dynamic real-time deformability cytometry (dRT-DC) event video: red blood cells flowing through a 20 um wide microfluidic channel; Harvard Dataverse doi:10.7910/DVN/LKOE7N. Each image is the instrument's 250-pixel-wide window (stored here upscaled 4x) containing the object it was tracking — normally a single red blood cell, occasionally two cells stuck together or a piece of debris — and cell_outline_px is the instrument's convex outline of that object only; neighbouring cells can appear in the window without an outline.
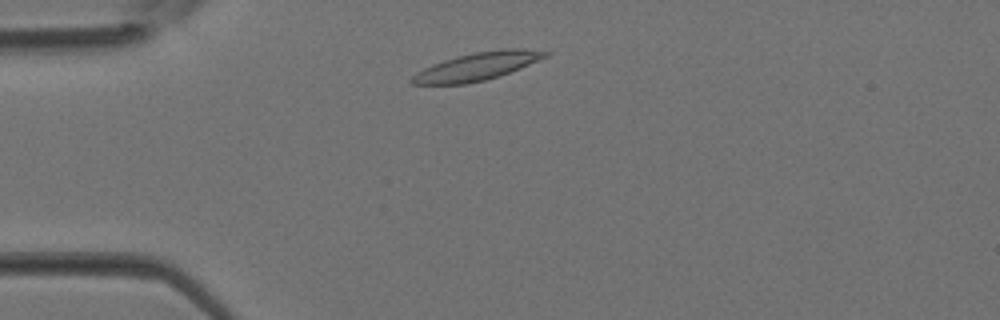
{"species": "Egyptian fruit bat (a non-hibernating species)", "species_latin": "Rousettus aegyptiacus", "temperature_condition": "room temperature", "stored_images_in_passage": 26, "camera_frame_rate_fps": 3000, "um_per_image_px": 0.085, "animal": {"sex": "female"}, "frame": {"image": 1, "passage_image": 2, "time_ms": 0.333, "image_size_px": [1000, 320], "cell_outline_px": [[552, 52], [548, 56], [520, 68], [500, 76], [484, 80], [464, 84], [412, 84], [408, 80], [416, 72], [432, 64], [444, 60], [476, 52], [500, 48], [524, 48]], "centroid_in_image_um": [40.58, 5.64], "position_along_channel_um": 44.4, "area_um2": 21.62}}
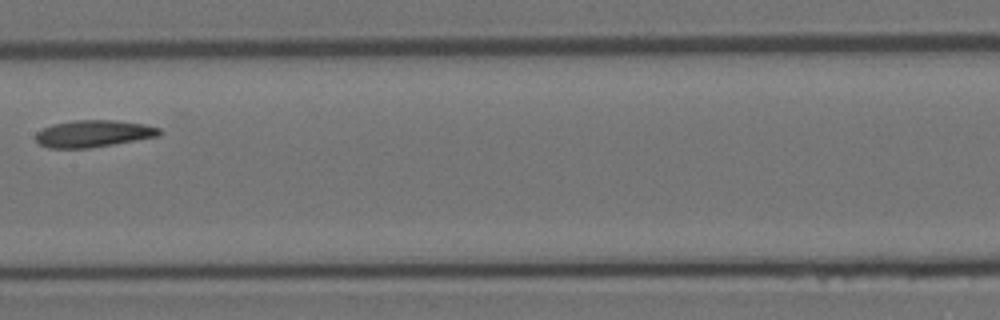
{"frame": {"image": 2, "passage_image": 12, "time_ms": 3.667, "image_size_px": [1000, 320], "cell_outline_px": [[164, 132], [160, 136], [88, 148], [48, 148], [40, 144], [36, 140], [36, 132], [52, 124], [72, 120], [116, 120], [144, 124], [160, 128]], "centroid_in_image_um": [7.96, 11.35], "position_along_channel_um": 199.4, "area_um2": 19.48}}
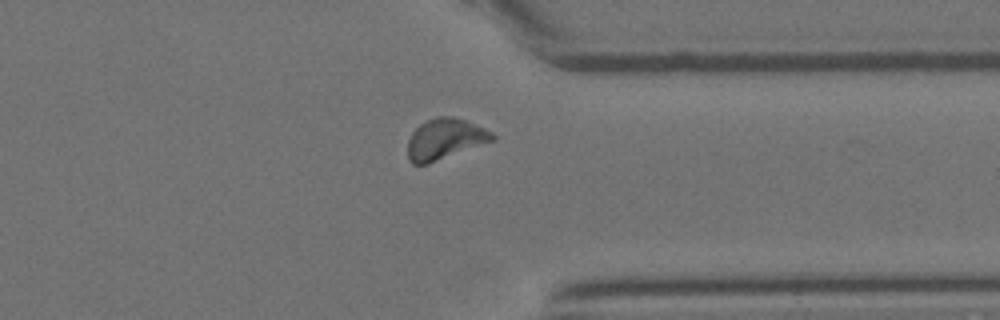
{"frame": {"image": 3, "passage_image": 22, "time_ms": 7.0, "image_size_px": [1000, 320], "cell_outline_px": [[496, 140], [428, 164], [412, 164], [408, 160], [408, 140], [412, 132], [424, 120], [436, 116], [452, 116], [464, 120], [484, 128], [492, 132], [496, 136]], "centroid_in_image_um": [37.82, 11.82], "position_along_channel_um": 373.6, "area_um2": 20.29}}